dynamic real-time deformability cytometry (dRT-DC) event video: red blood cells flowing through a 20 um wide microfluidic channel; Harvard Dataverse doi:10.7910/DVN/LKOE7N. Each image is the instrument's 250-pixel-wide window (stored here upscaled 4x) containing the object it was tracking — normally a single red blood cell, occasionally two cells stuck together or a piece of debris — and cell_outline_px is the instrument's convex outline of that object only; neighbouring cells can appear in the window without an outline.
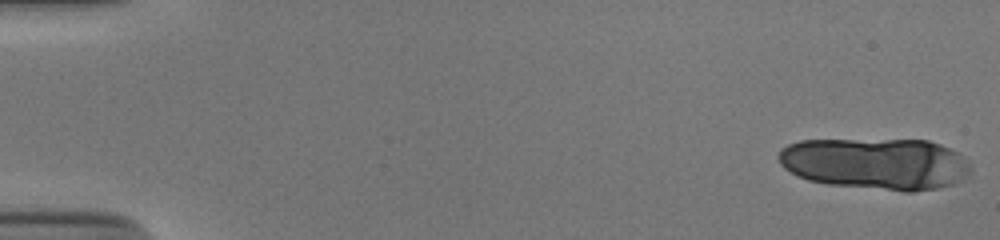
{"species": "human", "species_latin": "Homo sapiens", "temperature_condition": "cold", "stored_images_in_passage": 16, "camera_frame_rate_fps": 3000, "um_per_image_px": 0.085, "donor": {"sex": "male"}, "frame": {"image": 1, "passage_image": 1, "time_ms": 0.0, "image_size_px": [1000, 240], "cell_outline_px": [[972, 168], [968, 176], [964, 180], [952, 184], [936, 188], [912, 192], [904, 192], [828, 184], [808, 180], [796, 176], [784, 168], [780, 164], [776, 156], [780, 148], [788, 144], [800, 140], [928, 140], [940, 144], [960, 152]], "centroid_in_image_um": [74.44, 13.91], "position_along_channel_um": 10.6, "area_um2": 58.55}}